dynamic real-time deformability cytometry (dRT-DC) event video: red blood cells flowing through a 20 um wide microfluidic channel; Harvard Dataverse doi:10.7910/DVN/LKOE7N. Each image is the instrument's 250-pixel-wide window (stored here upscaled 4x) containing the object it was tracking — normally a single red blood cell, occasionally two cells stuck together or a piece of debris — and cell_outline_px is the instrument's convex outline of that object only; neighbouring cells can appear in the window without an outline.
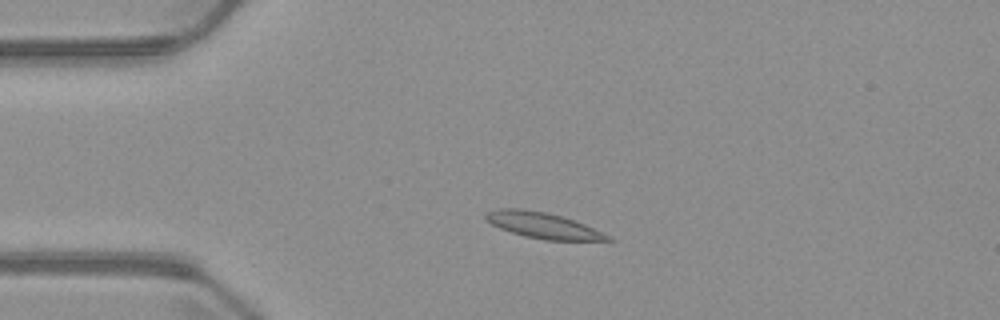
{"species": "common noctule bat (a hibernating species)", "species_latin": "Nyctalus noctula", "temperature_condition": "warm", "stored_images_in_passage": 4, "camera_frame_rate_fps": 3000, "um_per_image_px": 0.085, "animal": {"sex": "male", "body_mass_g": 23.1, "forearm_length_mm": 52.7}, "frame": {"image": 1, "passage_image": 3, "time_ms": 2.667, "image_size_px": [1000, 320], "cell_outline_px": [[616, 240], [544, 240], [524, 236], [500, 228], [492, 224], [484, 216], [484, 212], [496, 208], [520, 208], [544, 212], [560, 216], [584, 224], [612, 236]], "centroid_in_image_um": [46.13, 19.15], "position_along_channel_um": 38.9, "area_um2": 18.26}}